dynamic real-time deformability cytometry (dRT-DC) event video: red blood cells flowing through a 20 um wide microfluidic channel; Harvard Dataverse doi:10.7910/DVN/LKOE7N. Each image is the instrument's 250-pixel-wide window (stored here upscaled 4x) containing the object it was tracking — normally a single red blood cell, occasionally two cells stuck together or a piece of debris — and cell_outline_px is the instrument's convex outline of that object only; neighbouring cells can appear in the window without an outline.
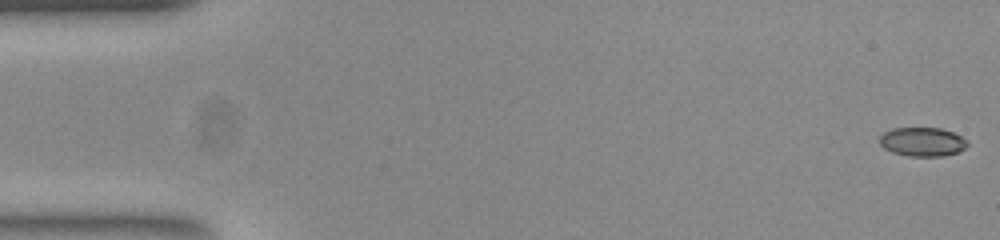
{"species": "common noctule bat (a hibernating species)", "species_latin": "Nyctalus noctula", "temperature_condition": "room temperature", "stored_images_in_passage": 53, "camera_frame_rate_fps": 3000, "um_per_image_px": 0.085, "animal": {"sex": "female", "body_mass_g": 23.0, "forearm_length_mm": 53.4}, "frame": {"image": 1, "passage_image": 1, "time_ms": 0.0, "image_size_px": [1000, 240], "cell_outline_px": [[968, 144], [964, 148], [956, 152], [944, 156], [908, 156], [892, 152], [884, 148], [880, 144], [880, 136], [884, 132], [892, 128], [940, 128], [952, 132], [968, 140]], "centroid_in_image_um": [78.39, 12.05], "position_along_channel_um": 6.6, "area_um2": 14.74}}
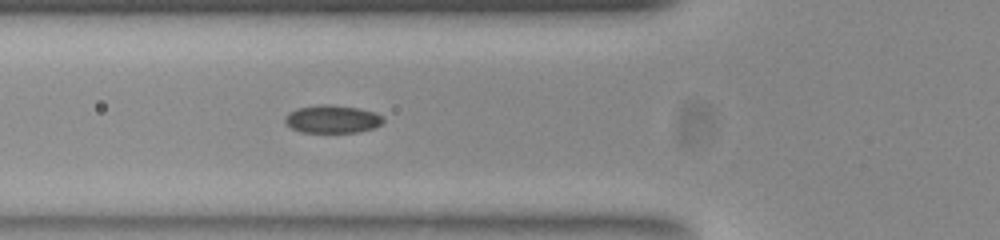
{"frame": {"image": 2, "passage_image": 19, "time_ms": 6.0, "image_size_px": [1000, 240], "cell_outline_px": [[384, 120], [380, 124], [372, 128], [356, 132], [300, 132], [292, 128], [284, 120], [284, 116], [288, 112], [296, 108], [320, 104], [328, 104], [360, 108], [376, 112]], "centroid_in_image_um": [28.21, 10.11], "position_along_channel_um": 97.6, "area_um2": 15.95}}
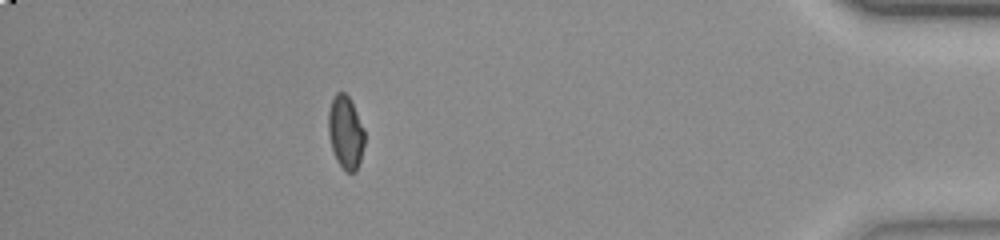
{"frame": {"image": 3, "passage_image": 47, "time_ms": 15.333, "image_size_px": [1000, 240], "cell_outline_px": [[364, 144], [360, 160], [356, 172], [348, 172], [336, 160], [332, 148], [328, 132], [328, 112], [332, 100], [336, 92], [344, 92], [348, 96], [364, 128]], "centroid_in_image_um": [29.37, 11.24], "position_along_channel_um": 405.8, "area_um2": 15.2}, "authors_computed_cell_mechanics": {"area_um2": 15.895, "velocity_mm_per_s": 3.8827, "shape_relaxation_time_tau1_ms": 7.7556, "shape_relaxation_time_tau2_ms": 1.5992, "deformation_change_tau1": 0.1428, "deformation_change_tau2": 0.0518}}